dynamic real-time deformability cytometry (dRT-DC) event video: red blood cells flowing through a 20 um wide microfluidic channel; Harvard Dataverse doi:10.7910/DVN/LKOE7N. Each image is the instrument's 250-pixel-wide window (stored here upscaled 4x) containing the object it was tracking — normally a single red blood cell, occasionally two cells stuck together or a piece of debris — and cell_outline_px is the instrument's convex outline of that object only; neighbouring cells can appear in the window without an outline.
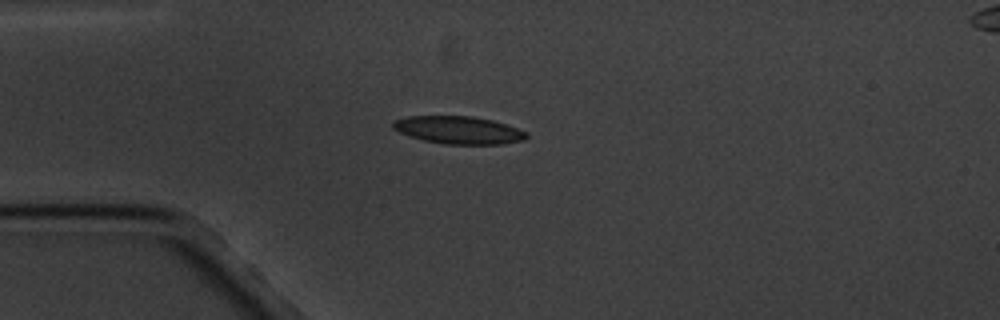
{"species": "common noctule bat (a hibernating species)", "species_latin": "Nyctalus noctula", "temperature_condition": "cold", "stored_images_in_passage": 1, "camera_frame_rate_fps": 3000, "um_per_image_px": 0.085, "animal": {"sex": "male", "body_mass_g": 20.1, "forearm_length_mm": 53.5}, "frame": {"image": 1, "passage_image": 1, "time_ms": 0.0, "image_size_px": [1000, 320], "cell_outline_px": [[528, 136], [524, 140], [500, 144], [444, 144], [424, 140], [408, 136], [392, 128], [392, 124], [396, 120], [408, 116], [472, 116], [492, 120], [528, 132]], "centroid_in_image_um": [38.97, 11.06], "position_along_channel_um": 46.0, "area_um2": 21.39}}